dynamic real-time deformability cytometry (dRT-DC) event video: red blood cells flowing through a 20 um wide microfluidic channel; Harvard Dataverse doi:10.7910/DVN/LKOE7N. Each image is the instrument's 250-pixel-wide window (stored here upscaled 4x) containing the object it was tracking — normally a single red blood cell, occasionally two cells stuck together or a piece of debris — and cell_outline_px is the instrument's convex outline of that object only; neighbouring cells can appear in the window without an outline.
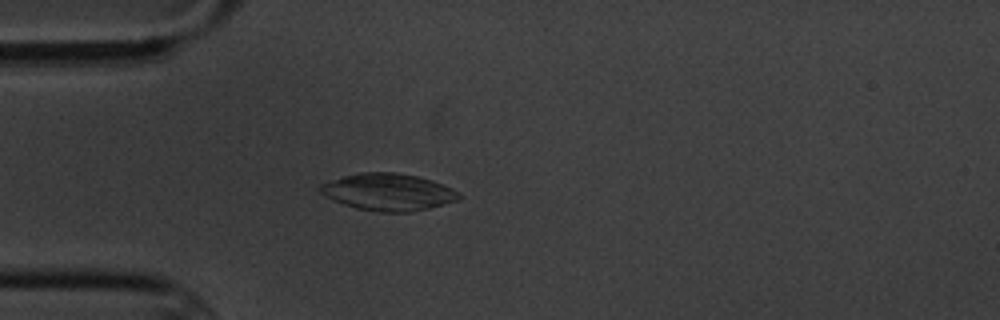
{"species": "common noctule bat (a hibernating species)", "species_latin": "Nyctalus noctula", "temperature_condition": "cold", "stored_images_in_passage": 5, "camera_frame_rate_fps": 3000, "um_per_image_px": 0.085, "animal": {"sex": "male", "body_mass_g": 20.1, "forearm_length_mm": 53.5}, "frame": {"image": 1, "passage_image": 4, "time_ms": 4.333, "image_size_px": [1000, 320], "cell_outline_px": [[464, 196], [460, 200], [412, 212], [376, 212], [356, 208], [344, 204], [324, 196], [316, 188], [320, 184], [344, 176], [360, 172], [396, 172], [416, 176], [432, 180], [452, 188], [460, 192]], "centroid_in_image_um": [33.02, 16.32], "position_along_channel_um": 52.0, "area_um2": 30.17}}